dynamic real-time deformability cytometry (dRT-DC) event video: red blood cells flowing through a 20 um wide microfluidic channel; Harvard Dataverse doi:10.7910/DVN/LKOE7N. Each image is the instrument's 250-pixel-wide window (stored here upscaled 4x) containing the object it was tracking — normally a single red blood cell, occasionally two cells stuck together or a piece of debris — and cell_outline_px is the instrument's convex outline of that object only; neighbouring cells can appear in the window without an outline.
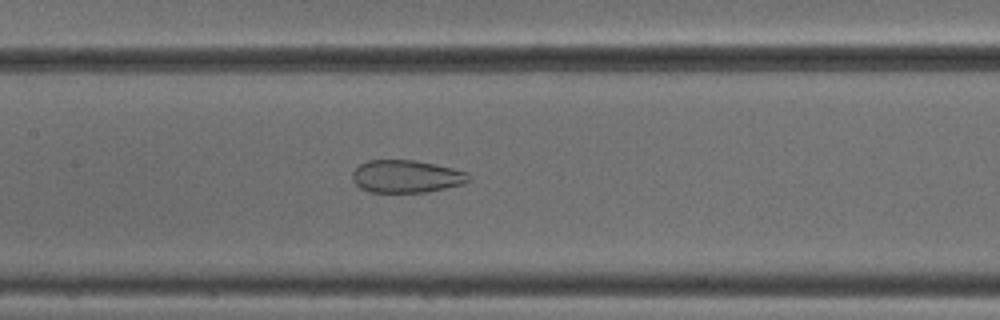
{"species": "common noctule bat (a hibernating species)", "species_latin": "Nyctalus noctula", "temperature_condition": "cold", "stored_images_in_passage": 52, "camera_frame_rate_fps": 3000, "um_per_image_px": 0.085, "animal": {"sex": "male", "body_mass_g": 18.8}, "frame": {"image": 1, "passage_image": 25, "time_ms": 8.0, "image_size_px": [1000, 320], "cell_outline_px": [[468, 180], [464, 184], [428, 192], [368, 192], [360, 188], [352, 180], [352, 172], [360, 164], [368, 160], [412, 160], [452, 168], [468, 172]], "centroid_in_image_um": [34.5, 15.0], "position_along_channel_um": 172.9, "area_um2": 22.02}}
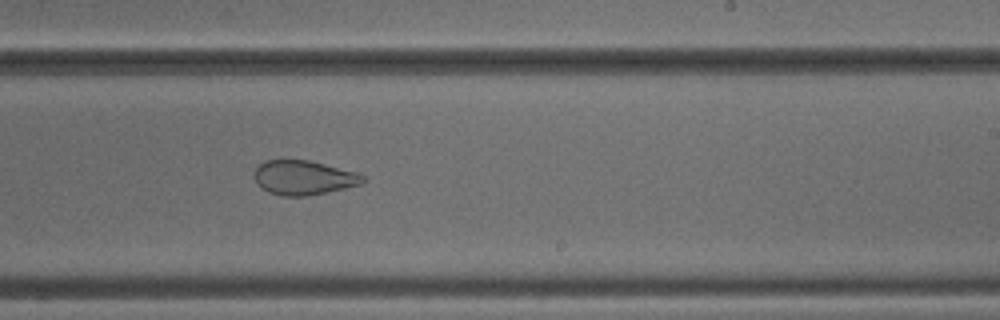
{"frame": {"image": 2, "passage_image": 32, "time_ms": 10.333, "image_size_px": [1000, 320], "cell_outline_px": [[368, 180], [360, 184], [344, 188], [308, 196], [284, 196], [268, 192], [256, 184], [256, 168], [264, 160], [308, 160], [356, 172], [364, 176]], "centroid_in_image_um": [25.82, 15.1], "position_along_channel_um": 263.2, "area_um2": 21.56}}
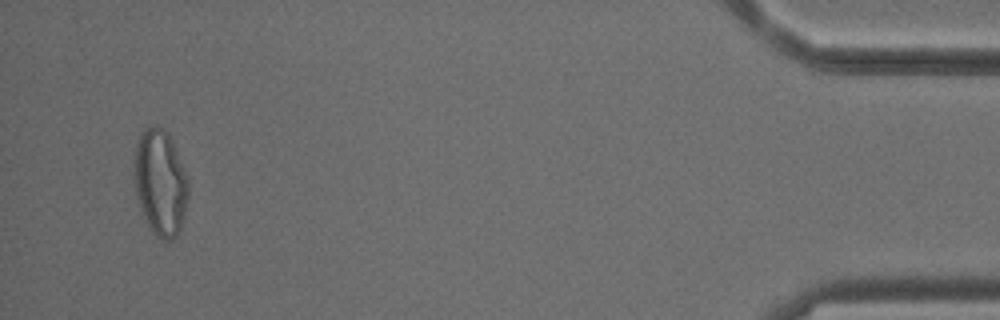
{"frame": {"image": 3, "passage_image": 50, "time_ms": 16.333, "image_size_px": [1000, 320], "cell_outline_px": [[188, 196], [184, 216], [180, 228], [176, 236], [172, 240], [164, 240], [156, 236], [148, 228], [136, 196], [132, 172], [136, 144], [144, 128], [152, 124], [156, 124], [164, 128], [168, 132], [172, 140], [188, 176]], "centroid_in_image_um": [13.61, 15.49], "position_along_channel_um": 421.6, "area_um2": 34.16}}